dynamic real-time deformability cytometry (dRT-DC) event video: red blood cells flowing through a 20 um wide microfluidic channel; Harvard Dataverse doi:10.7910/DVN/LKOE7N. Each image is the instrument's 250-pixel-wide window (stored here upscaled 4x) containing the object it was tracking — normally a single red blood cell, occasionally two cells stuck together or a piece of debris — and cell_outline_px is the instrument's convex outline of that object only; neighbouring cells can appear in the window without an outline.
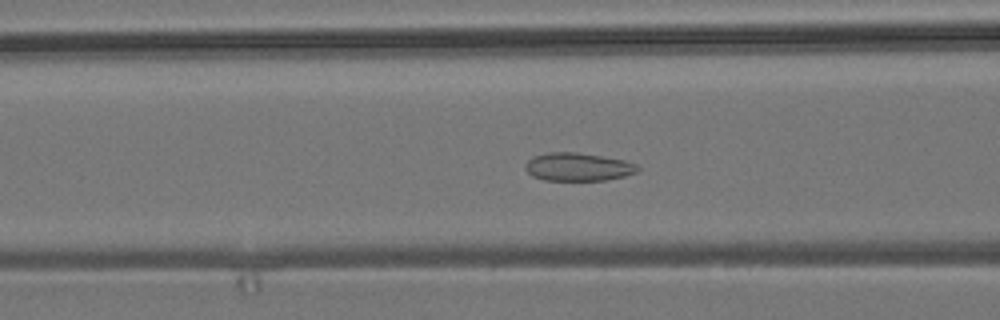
{"species": "common noctule bat (a hibernating species)", "species_latin": "Nyctalus noctula", "temperature_condition": "room temperature", "stored_images_in_passage": 47, "camera_frame_rate_fps": 3000, "um_per_image_px": 0.085, "animal": {"sex": "male", "body_mass_g": 19.2, "forearm_length_mm": 51.8}, "frame": {"image": 1, "passage_image": 13, "time_ms": 4.0, "image_size_px": [1000, 320], "cell_outline_px": [[640, 168], [636, 172], [624, 176], [604, 180], [544, 180], [532, 176], [524, 168], [524, 164], [532, 156], [548, 152], [576, 152], [624, 160], [636, 164]], "centroid_in_image_um": [49.08, 14.18], "position_along_channel_um": 117.5, "area_um2": 18.38}}
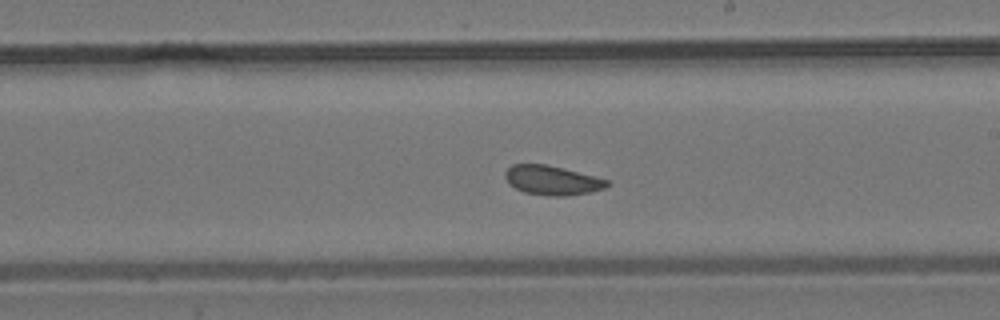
{"frame": {"image": 2, "passage_image": 23, "time_ms": 7.333, "image_size_px": [1000, 320], "cell_outline_px": [[612, 184], [604, 188], [588, 192], [568, 196], [548, 196], [524, 192], [508, 184], [504, 176], [504, 172], [512, 164], [544, 164], [608, 180]], "centroid_in_image_um": [46.88, 15.34], "position_along_channel_um": 242.1, "area_um2": 17.22}}
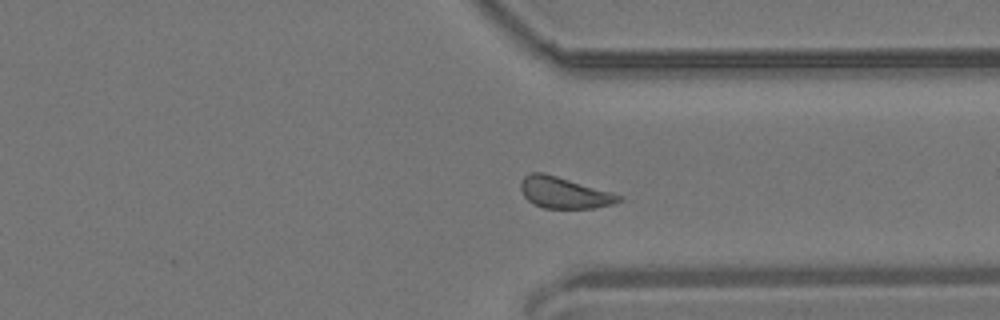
{"frame": {"image": 3, "passage_image": 33, "time_ms": 10.667, "image_size_px": [1000, 320], "cell_outline_px": [[624, 196], [620, 200], [612, 204], [592, 208], [544, 208], [532, 204], [524, 196], [520, 188], [520, 180], [528, 172], [544, 172]], "centroid_in_image_um": [47.89, 16.37], "position_along_channel_um": 363.5, "area_um2": 17.86}, "authors_computed_cell_mechanics": {"area_um2": 17.8602, "velocity_mm_per_s": 3.7019, "shape_relaxation_time_tau1_ms": 5.4783, "shape_relaxation_time_tau2_ms": 2.3641, "deformation_change_tau1": 0.0624, "deformation_change_tau2": 0.0844}}